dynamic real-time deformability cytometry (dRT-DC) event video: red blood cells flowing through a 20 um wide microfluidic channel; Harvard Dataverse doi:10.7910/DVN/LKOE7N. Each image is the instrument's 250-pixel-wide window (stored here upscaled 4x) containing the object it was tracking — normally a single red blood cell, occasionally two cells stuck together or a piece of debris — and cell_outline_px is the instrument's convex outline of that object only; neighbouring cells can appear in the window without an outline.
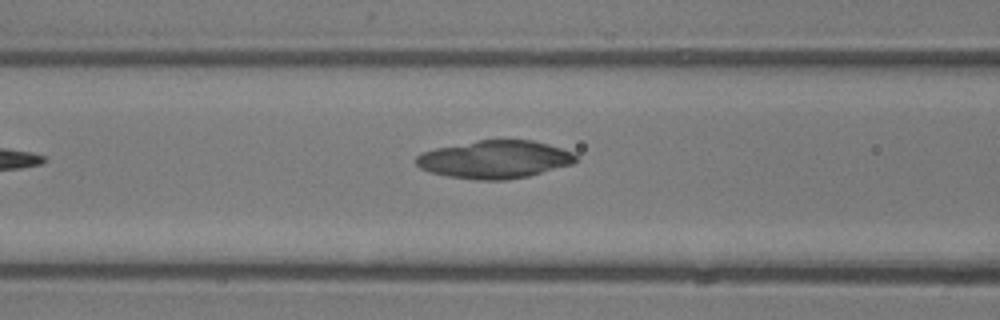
{"species": "common noctule bat (a hibernating species)", "species_latin": "Nyctalus noctula", "temperature_condition": "room temperature", "stored_images_in_passage": 6, "camera_frame_rate_fps": 3000, "um_per_image_px": 0.085, "animal": {"sex": "male", "body_mass_g": 13.3}, "frame": {"image": 1, "passage_image": 6, "time_ms": 6.0, "image_size_px": [1000, 320], "cell_outline_px": [[576, 160], [572, 164], [528, 176], [508, 180], [476, 180], [448, 176], [428, 172], [420, 168], [416, 164], [416, 156], [424, 152], [436, 148], [476, 140], [532, 140], [548, 144], [572, 152], [576, 156]], "centroid_in_image_um": [42.03, 13.56], "position_along_channel_um": 124.6, "area_um2": 35.14}}